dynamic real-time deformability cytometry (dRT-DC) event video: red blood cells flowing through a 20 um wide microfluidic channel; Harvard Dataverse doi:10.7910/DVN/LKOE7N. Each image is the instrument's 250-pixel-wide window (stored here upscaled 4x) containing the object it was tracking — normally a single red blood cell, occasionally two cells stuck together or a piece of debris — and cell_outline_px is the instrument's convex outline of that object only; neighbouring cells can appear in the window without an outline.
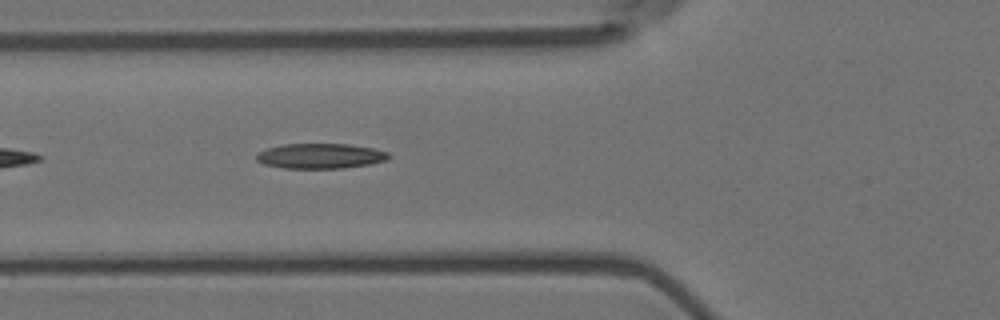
{"species": "Egyptian fruit bat (a non-hibernating species)", "species_latin": "Rousettus aegyptiacus", "temperature_condition": "room temperature", "stored_images_in_passage": 13, "camera_frame_rate_fps": 3000, "um_per_image_px": 0.085, "animal": {"sex": "female"}, "frame": {"image": 1, "passage_image": 3, "time_ms": 0.667, "image_size_px": [1000, 320], "cell_outline_px": [[392, 156], [388, 160], [368, 164], [344, 168], [284, 168], [264, 164], [256, 160], [256, 156], [260, 152], [268, 148], [280, 144], [348, 144], [372, 148], [388, 152]], "centroid_in_image_um": [27.25, 13.26], "position_along_channel_um": 98.5, "area_um2": 19.31}}
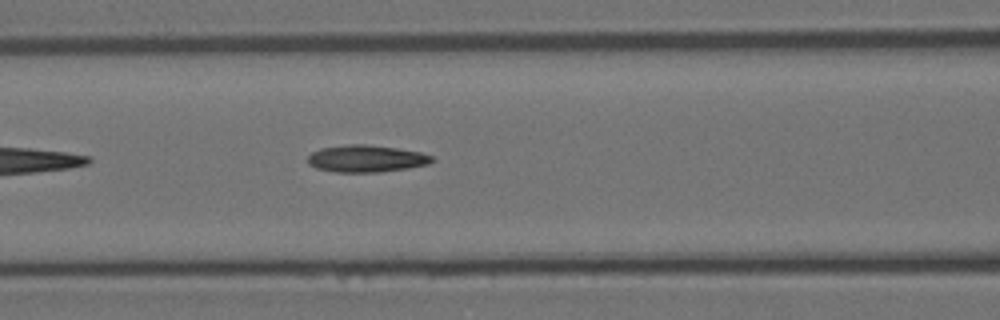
{"frame": {"image": 2, "passage_image": 6, "time_ms": 1.667, "image_size_px": [1000, 320], "cell_outline_px": [[436, 160], [428, 164], [408, 168], [380, 172], [336, 172], [316, 168], [308, 164], [308, 156], [312, 152], [320, 148], [348, 144], [364, 144], [396, 148], [420, 152], [432, 156]], "centroid_in_image_um": [31.13, 13.48], "position_along_channel_um": 135.5, "area_um2": 19.59}}
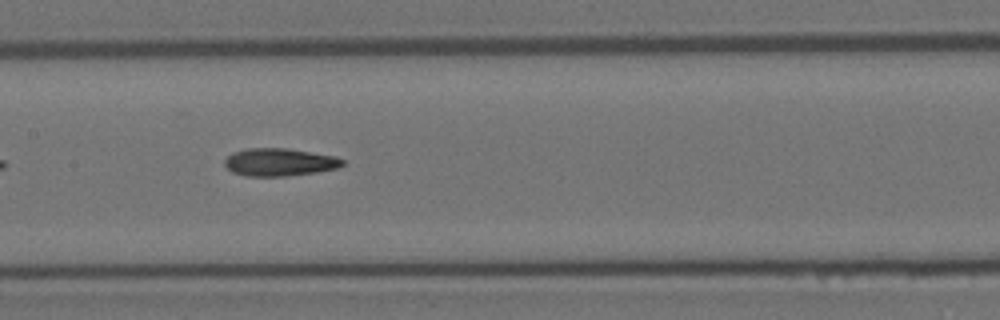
{"frame": {"image": 3, "passage_image": 10, "time_ms": 3.0, "image_size_px": [1000, 320], "cell_outline_px": [[344, 164], [336, 168], [316, 172], [288, 176], [244, 176], [232, 172], [224, 164], [224, 160], [232, 152], [248, 148], [284, 148], [336, 156], [344, 160]], "centroid_in_image_um": [23.73, 13.78], "position_along_channel_um": 183.7, "area_um2": 19.02}}